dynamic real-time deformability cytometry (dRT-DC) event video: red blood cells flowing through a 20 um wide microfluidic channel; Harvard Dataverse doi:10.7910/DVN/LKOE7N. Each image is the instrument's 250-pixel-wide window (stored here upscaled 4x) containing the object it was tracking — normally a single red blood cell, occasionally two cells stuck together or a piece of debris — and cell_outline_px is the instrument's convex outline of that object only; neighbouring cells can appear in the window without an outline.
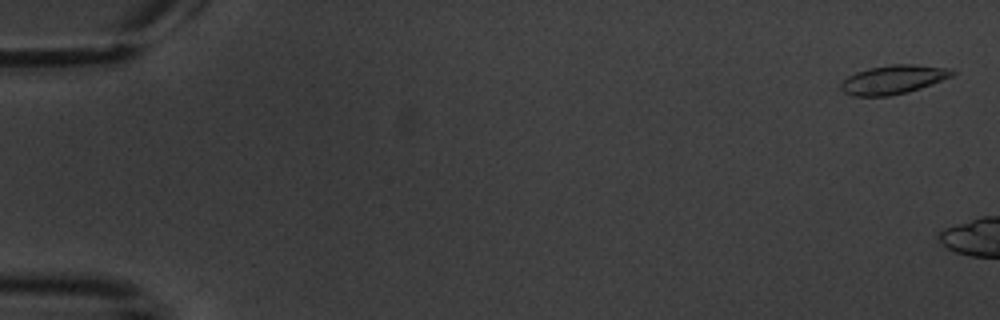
{"species": "common noctule bat (a hibernating species)", "species_latin": "Nyctalus noctula", "temperature_condition": "warm", "stored_images_in_passage": 2, "camera_frame_rate_fps": 3000, "um_per_image_px": 0.085, "animal": {"sex": "male", "body_mass_g": 20.1, "forearm_length_mm": 53.5}, "frame": {"image": 1, "passage_image": 1, "time_ms": 0.0, "image_size_px": [1000, 320], "cell_outline_px": [[956, 72], [952, 76], [932, 84], [908, 92], [888, 96], [852, 96], [844, 92], [840, 88], [840, 84], [848, 76], [856, 72], [868, 68], [892, 64], [916, 64], [948, 68]], "centroid_in_image_um": [75.92, 6.76], "position_along_channel_um": 9.1, "area_um2": 18.73}}